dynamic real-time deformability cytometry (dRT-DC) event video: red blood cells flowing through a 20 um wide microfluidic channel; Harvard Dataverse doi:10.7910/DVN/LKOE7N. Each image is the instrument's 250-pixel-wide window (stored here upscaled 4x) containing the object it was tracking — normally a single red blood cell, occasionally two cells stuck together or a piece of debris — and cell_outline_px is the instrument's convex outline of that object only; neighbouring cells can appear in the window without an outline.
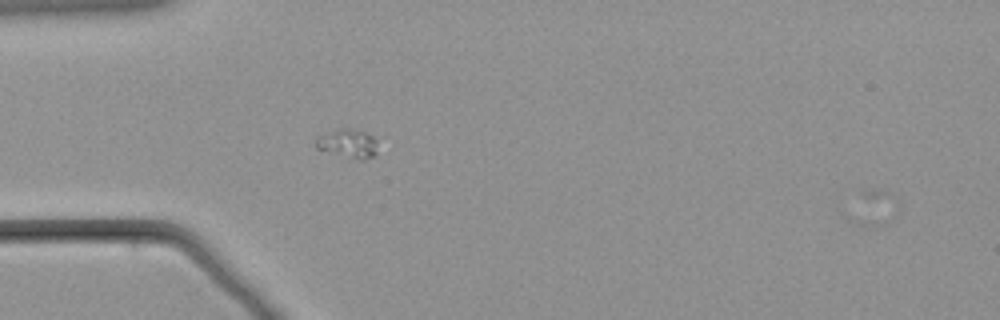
{"species": "common noctule bat (a hibernating species)", "species_latin": "Nyctalus noctula", "temperature_condition": "warm", "stored_images_in_passage": 5, "segment_of_instrument_passage": [1, 2], "camera_frame_rate_fps": 3000, "um_per_image_px": 0.085, "animal": {"sex": "male", "body_mass_g": 21.5, "forearm_length_mm": 52.0}, "frame": {"image": 1, "passage_image": 4, "time_ms": 1.0, "image_size_px": [1000, 320], "cell_outline_px": [[376, 152], [372, 156], [364, 160], [360, 160], [316, 148], [316, 136], [340, 128], [344, 128], [364, 132], [372, 136], [376, 140]], "centroid_in_image_um": [29.56, 12.19], "position_along_channel_um": 55.4, "area_um2": 10.06}}